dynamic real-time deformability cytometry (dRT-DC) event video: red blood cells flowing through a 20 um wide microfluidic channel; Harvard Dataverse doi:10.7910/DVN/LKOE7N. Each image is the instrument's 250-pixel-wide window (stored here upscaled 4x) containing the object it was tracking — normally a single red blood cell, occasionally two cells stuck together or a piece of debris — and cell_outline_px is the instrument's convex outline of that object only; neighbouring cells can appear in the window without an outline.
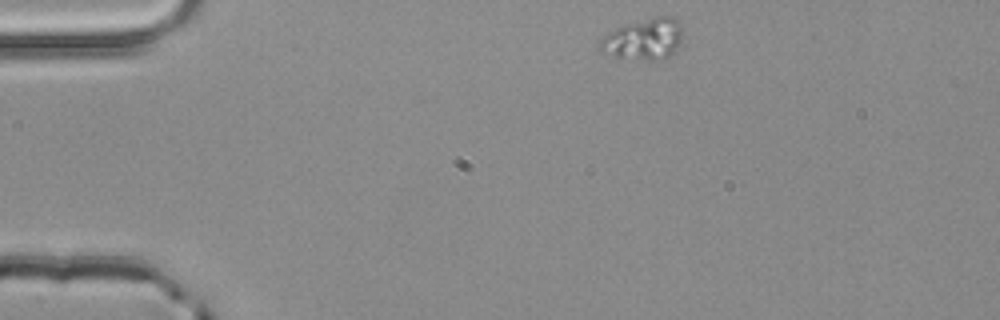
{"species": "common noctule bat (a hibernating species)", "species_latin": "Nyctalus noctula", "temperature_condition": "room temperature", "stored_images_in_passage": 2, "camera_frame_rate_fps": 3000, "um_per_image_px": 0.085, "animal": {"sex": "male", "body_mass_g": 20.4}, "frame": {"image": 1, "passage_image": 1, "time_ms": 0.0, "image_size_px": [1000, 320], "cell_outline_px": [[684, 36], [676, 52], [664, 60], [616, 60], [600, 52], [596, 48], [600, 40], [608, 32], [616, 28], [628, 24], [656, 16], [676, 16], [680, 24]], "centroid_in_image_um": [54.7, 3.38], "position_along_channel_um": 30.3, "area_um2": 20.98}}